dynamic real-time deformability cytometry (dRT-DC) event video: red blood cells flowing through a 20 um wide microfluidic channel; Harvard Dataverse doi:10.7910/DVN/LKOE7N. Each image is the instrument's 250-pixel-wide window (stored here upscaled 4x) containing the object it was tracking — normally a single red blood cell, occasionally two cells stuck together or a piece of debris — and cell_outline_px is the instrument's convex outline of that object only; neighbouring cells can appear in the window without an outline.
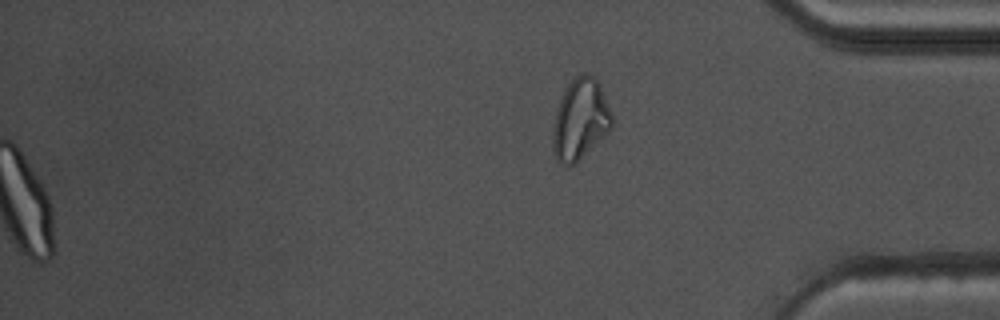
{"species": "common noctule bat (a hibernating species)", "species_latin": "Nyctalus noctula", "temperature_condition": "warm", "stored_images_in_passage": 58, "segment_of_instrument_passage": [2, 2], "camera_frame_rate_fps": 3000, "um_per_image_px": 0.085, "animal": {"sex": "male", "body_mass_g": 17.5, "forearm_length_mm": 52.3}, "frame": {"image": 1, "passage_image": 58, "time_ms": 19.0, "image_size_px": [1000, 320], "cell_outline_px": [[612, 128], [608, 132], [572, 164], [564, 164], [556, 160], [552, 148], [552, 136], [556, 112], [560, 100], [568, 84], [580, 72], [584, 72], [592, 76], [600, 84], [612, 116]], "centroid_in_image_um": [49.31, 10.11], "position_along_channel_um": 385.9, "area_um2": 27.17}}